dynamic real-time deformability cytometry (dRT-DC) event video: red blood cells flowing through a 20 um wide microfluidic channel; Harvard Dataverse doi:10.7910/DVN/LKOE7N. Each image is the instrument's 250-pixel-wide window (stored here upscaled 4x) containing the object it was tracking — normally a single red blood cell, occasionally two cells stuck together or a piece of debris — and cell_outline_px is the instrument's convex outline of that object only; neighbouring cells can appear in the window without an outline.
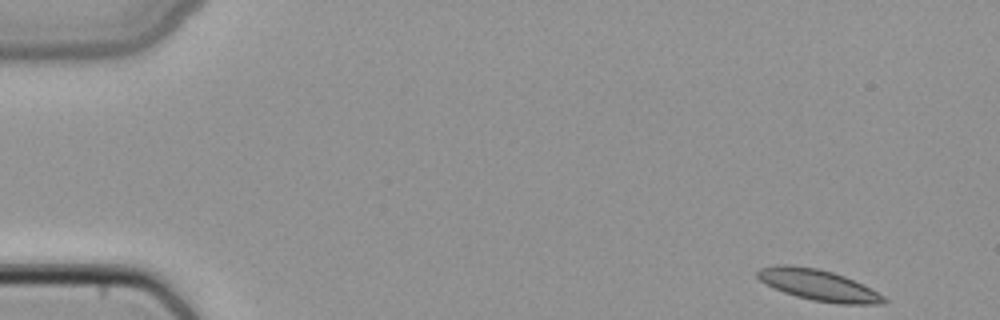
{"species": "common noctule bat (a hibernating species)", "species_latin": "Nyctalus noctula", "temperature_condition": "cold", "stored_images_in_passage": 11, "camera_frame_rate_fps": 3000, "um_per_image_px": 0.085, "animal": {"sex": "female", "body_mass_g": 22.7, "forearm_length_mm": 54.2}, "frame": {"image": 1, "passage_image": 1, "time_ms": 0.0, "image_size_px": [1000, 320], "cell_outline_px": [[888, 300], [884, 304], [840, 304], [812, 300], [796, 296], [784, 292], [760, 280], [756, 276], [756, 272], [760, 268], [776, 264], [792, 264], [816, 268], [832, 272], [844, 276], [872, 288], [884, 296]], "centroid_in_image_um": [69.58, 24.22], "position_along_channel_um": 15.4, "area_um2": 22.89}}